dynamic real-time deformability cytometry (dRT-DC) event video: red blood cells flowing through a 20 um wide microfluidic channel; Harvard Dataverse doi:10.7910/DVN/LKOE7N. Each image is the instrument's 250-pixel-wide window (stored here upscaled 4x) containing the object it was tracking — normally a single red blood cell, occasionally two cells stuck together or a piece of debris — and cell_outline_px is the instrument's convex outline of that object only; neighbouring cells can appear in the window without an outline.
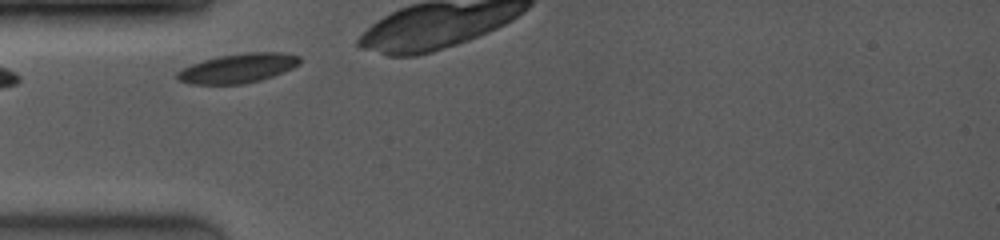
{"species": "common noctule bat (a hibernating species)", "species_latin": "Nyctalus noctula", "temperature_condition": "room temperature", "stored_images_in_passage": 19, "camera_frame_rate_fps": 4000, "um_per_image_px": 0.085, "animal": {"sex": "female", "body_mass_g": 19.0, "forearm_length_mm": 53.3}, "frame": {"image": 1, "passage_image": 1, "time_ms": 0.0, "image_size_px": [1000, 240], "cell_outline_px": [[300, 64], [292, 68], [272, 76], [260, 80], [244, 84], [192, 84], [180, 80], [176, 76], [176, 72], [192, 64], [204, 60], [220, 56], [248, 52], [276, 52], [300, 56]], "centroid_in_image_um": [20.24, 5.8], "position_along_channel_um": 64.8, "area_um2": 20.63}, "authors_computed_cell_mechanics": {"area_um2": 20.1144, "velocity_mm_per_s": 3.9137, "shape_relaxation_time_tau1_ms": 0.867, "shape_relaxation_time_tau2_ms": null, "deformation_change_tau1": 0.0377, "deformation_change_tau2": null}}